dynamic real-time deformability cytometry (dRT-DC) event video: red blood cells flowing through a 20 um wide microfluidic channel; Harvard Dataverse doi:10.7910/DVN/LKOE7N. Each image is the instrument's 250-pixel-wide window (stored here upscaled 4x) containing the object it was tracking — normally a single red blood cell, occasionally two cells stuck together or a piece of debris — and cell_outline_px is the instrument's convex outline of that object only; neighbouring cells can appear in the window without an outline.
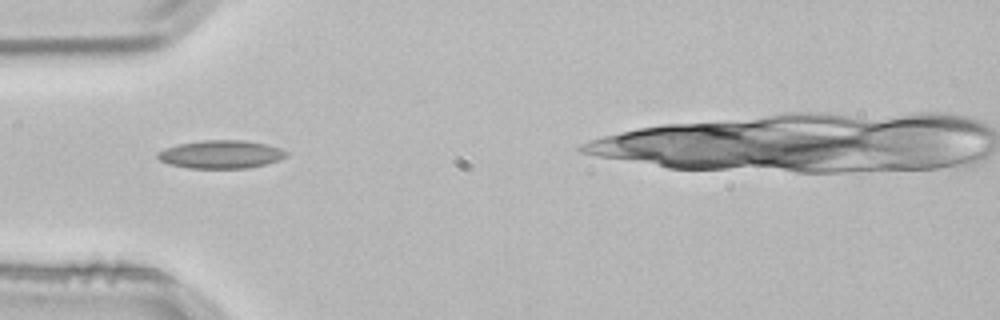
{"species": "common noctule bat (a hibernating species)", "species_latin": "Nyctalus noctula", "temperature_condition": "room temperature", "stored_images_in_passage": 1, "camera_frame_rate_fps": 3000, "um_per_image_px": 0.085, "animal": {"sex": "male", "body_mass_g": 21.5, "forearm_length_mm": 52.0}, "frame": {"image": 1, "passage_image": 1, "time_ms": 0.0, "image_size_px": [1000, 320], "cell_outline_px": [[288, 156], [280, 160], [248, 168], [188, 168], [168, 164], [160, 160], [156, 156], [156, 152], [164, 148], [180, 144], [204, 140], [244, 140], [268, 144], [280, 148], [288, 152]], "centroid_in_image_um": [18.79, 13.12], "position_along_channel_um": 66.2, "area_um2": 21.21}}